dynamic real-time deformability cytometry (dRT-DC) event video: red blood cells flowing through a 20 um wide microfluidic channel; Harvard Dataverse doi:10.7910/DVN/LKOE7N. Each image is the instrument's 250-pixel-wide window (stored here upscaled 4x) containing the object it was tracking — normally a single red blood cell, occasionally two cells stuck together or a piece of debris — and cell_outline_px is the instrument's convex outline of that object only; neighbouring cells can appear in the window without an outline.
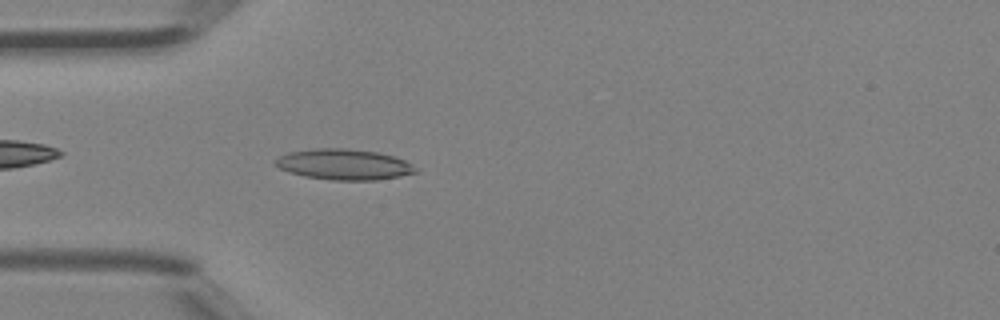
{"species": "Egyptian fruit bat (a non-hibernating species)", "species_latin": "Rousettus aegyptiacus", "temperature_condition": "room temperature", "stored_images_in_passage": 35, "camera_frame_rate_fps": 3000, "um_per_image_px": 0.085, "animal": {"sex": "female"}, "frame": {"image": 1, "passage_image": 3, "time_ms": 0.667, "image_size_px": [1000, 320], "cell_outline_px": [[416, 172], [400, 176], [376, 180], [332, 180], [304, 176], [280, 168], [272, 164], [280, 156], [288, 152], [316, 148], [344, 148], [376, 152], [392, 156], [404, 160], [416, 168]], "centroid_in_image_um": [29.21, 13.97], "position_along_channel_um": 55.8, "area_um2": 24.8}}
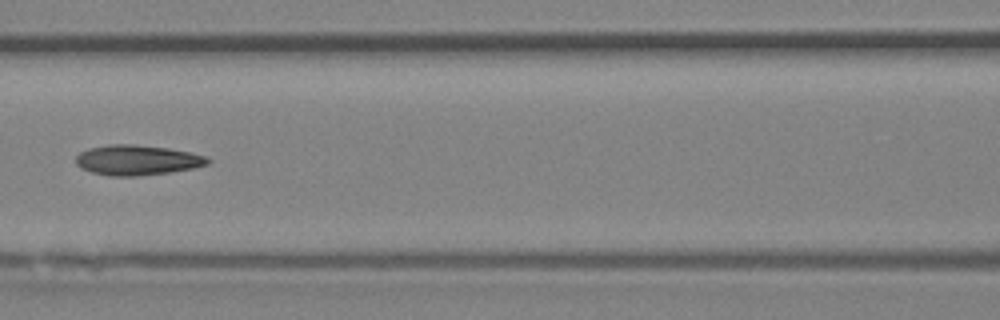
{"frame": {"image": 2, "passage_image": 10, "time_ms": 3.0, "image_size_px": [1000, 320], "cell_outline_px": [[212, 160], [208, 164], [192, 168], [168, 172], [136, 176], [108, 176], [92, 172], [80, 168], [76, 164], [76, 156], [80, 152], [88, 148], [108, 144], [132, 144], [168, 148], [192, 152], [204, 156]], "centroid_in_image_um": [11.63, 13.6], "position_along_channel_um": 155.0, "area_um2": 23.18}}
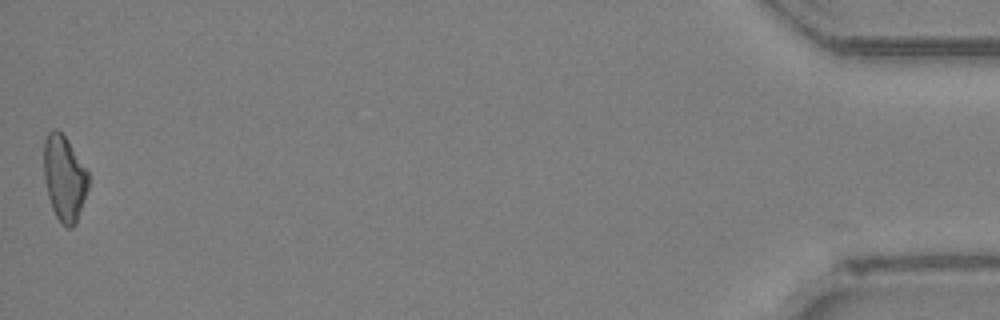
{"frame": {"image": 3, "passage_image": 35, "time_ms": 11.333, "image_size_px": [1000, 320], "cell_outline_px": [[88, 188], [76, 224], [72, 228], [68, 228], [60, 224], [52, 208], [48, 196], [44, 180], [44, 140], [48, 132], [52, 128], [56, 128], [68, 140], [88, 172]], "centroid_in_image_um": [5.46, 15.16], "position_along_channel_um": 429.7, "area_um2": 22.25}, "authors_computed_cell_mechanics": {"area_um2": 22.3108, "velocity_mm_per_s": 4.4843, "shape_relaxation_time_tau1_ms": null, "shape_relaxation_time_tau2_ms": 4.1521, "deformation_change_tau1": null, "deformation_change_tau2": 0.1359}}